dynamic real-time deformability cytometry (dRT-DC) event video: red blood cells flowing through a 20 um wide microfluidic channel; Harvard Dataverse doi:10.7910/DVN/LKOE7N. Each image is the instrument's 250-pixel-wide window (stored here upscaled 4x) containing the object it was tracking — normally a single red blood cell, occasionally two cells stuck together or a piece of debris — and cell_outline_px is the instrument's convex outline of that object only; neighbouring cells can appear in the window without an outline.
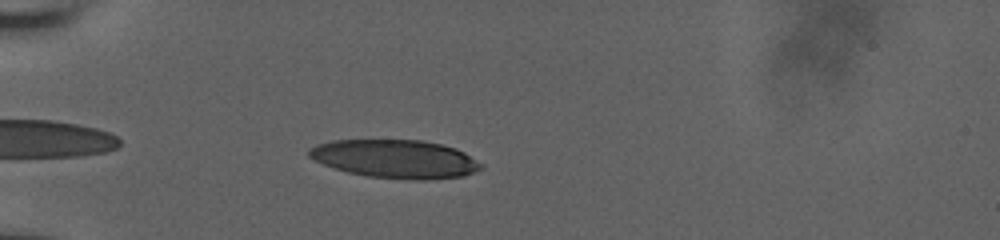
{"species": "human", "species_latin": "Homo sapiens", "temperature_condition": "room temperature", "stored_images_in_passage": 37, "camera_frame_rate_fps": 3000, "um_per_image_px": 0.085, "donor": {"sex": "male"}, "frame": {"image": 1, "passage_image": 3, "time_ms": 0.667, "image_size_px": [1000, 240], "cell_outline_px": [[484, 168], [464, 176], [428, 180], [412, 180], [368, 176], [348, 172], [324, 164], [308, 156], [308, 148], [316, 144], [332, 140], [420, 140], [440, 144], [456, 148], [464, 152], [484, 164]], "centroid_in_image_um": [33.64, 13.51], "position_along_channel_um": 51.4, "area_um2": 38.55}}
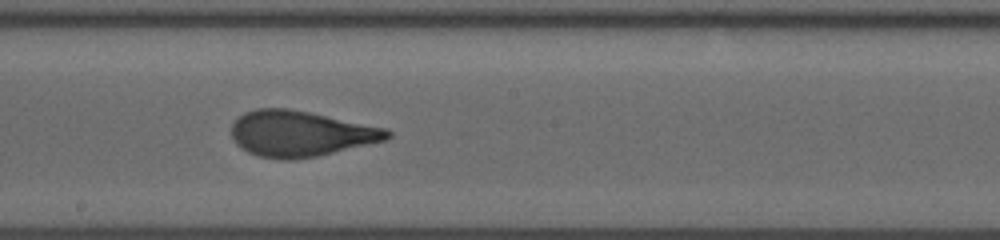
{"frame": {"image": 2, "passage_image": 18, "time_ms": 5.667, "image_size_px": [1000, 240], "cell_outline_px": [[392, 136], [384, 140], [316, 156], [292, 160], [280, 160], [260, 156], [248, 152], [240, 148], [236, 144], [232, 136], [232, 124], [244, 112], [256, 108], [288, 108], [388, 128], [392, 132]], "centroid_in_image_um": [25.52, 11.35], "position_along_channel_um": 222.7, "area_um2": 41.33}}
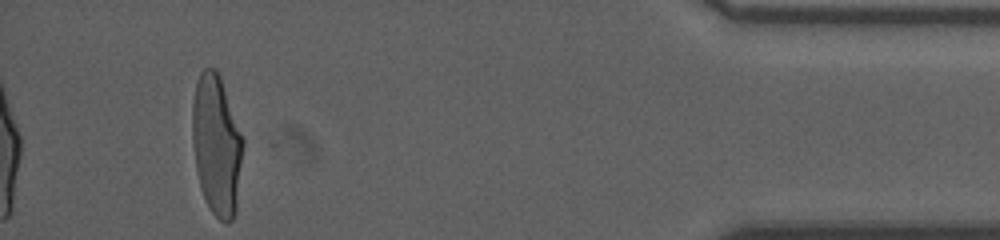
{"frame": {"image": 3, "passage_image": 37, "time_ms": 12.0, "image_size_px": [1000, 240], "cell_outline_px": [[244, 144], [236, 212], [232, 220], [228, 224], [220, 220], [212, 212], [200, 188], [196, 168], [192, 140], [192, 104], [196, 80], [200, 72], [204, 68], [216, 68], [220, 76], [244, 140]], "centroid_in_image_um": [18.41, 12.32], "position_along_channel_um": 416.8, "area_um2": 41.62}, "authors_computed_cell_mechanics": {"area_um2": 41.1536, "velocity_mm_per_s": 3.9557, "shape_relaxation_time_tau1_ms": 4.7261, "shape_relaxation_time_tau2_ms": 0.6612, "deformation_change_tau1": 0.2184, "deformation_change_tau2": 0.0828}}